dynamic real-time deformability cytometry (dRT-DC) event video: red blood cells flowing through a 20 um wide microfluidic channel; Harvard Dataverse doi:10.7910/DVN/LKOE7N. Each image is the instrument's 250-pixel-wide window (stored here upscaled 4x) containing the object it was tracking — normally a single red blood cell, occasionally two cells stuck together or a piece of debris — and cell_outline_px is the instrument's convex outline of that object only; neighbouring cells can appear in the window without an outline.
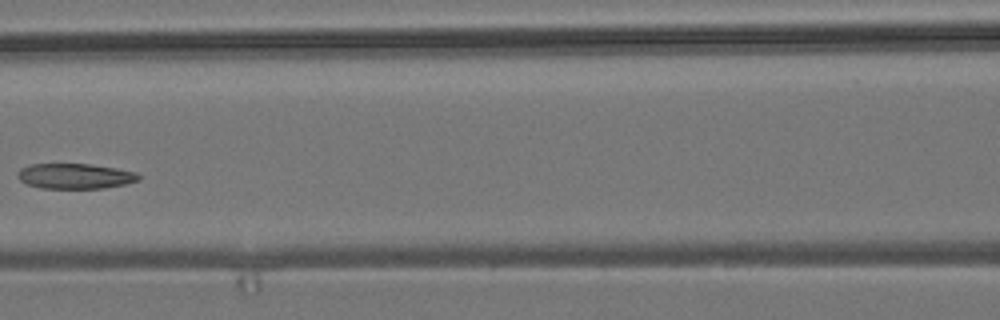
{"species": "common noctule bat (a hibernating species)", "species_latin": "Nyctalus noctula", "temperature_condition": "room temperature", "stored_images_in_passage": 5, "camera_frame_rate_fps": 3000, "um_per_image_px": 0.085, "animal": {"sex": "male", "body_mass_g": 19.2, "forearm_length_mm": 51.8}, "frame": {"image": 1, "passage_image": 5, "time_ms": 4.667, "image_size_px": [1000, 320], "cell_outline_px": [[140, 180], [124, 184], [104, 188], [40, 188], [28, 184], [20, 180], [16, 176], [20, 168], [28, 164], [88, 164], [116, 168], [136, 172], [140, 176]], "centroid_in_image_um": [6.36, 14.96], "position_along_channel_um": 160.2, "area_um2": 17.8}}